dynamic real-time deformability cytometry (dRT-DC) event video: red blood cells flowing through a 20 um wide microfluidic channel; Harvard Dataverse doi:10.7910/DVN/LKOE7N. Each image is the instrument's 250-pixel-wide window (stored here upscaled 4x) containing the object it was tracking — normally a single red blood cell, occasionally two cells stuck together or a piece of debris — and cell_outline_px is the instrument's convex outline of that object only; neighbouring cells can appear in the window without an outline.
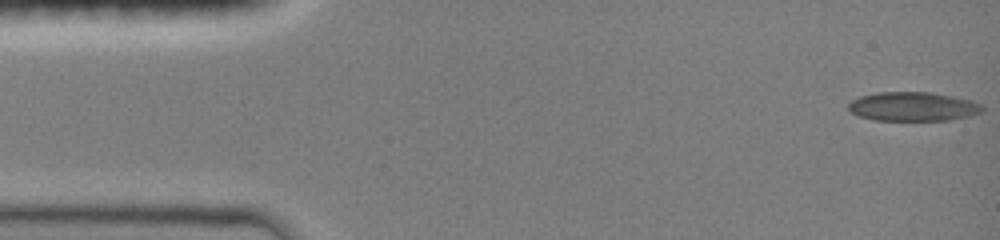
{"species": "common noctule bat (a hibernating species)", "species_latin": "Nyctalus noctula", "temperature_condition": "room temperature", "stored_images_in_passage": 47, "camera_frame_rate_fps": 3000, "um_per_image_px": 0.085, "animal": {"sex": "female", "body_mass_g": 19.0, "forearm_length_mm": 51.5}, "frame": {"image": 1, "passage_image": 1, "time_ms": 0.0, "image_size_px": [1000, 240], "cell_outline_px": [[984, 108], [980, 112], [968, 116], [948, 120], [872, 120], [860, 116], [852, 112], [848, 108], [848, 104], [852, 100], [860, 96], [876, 92], [932, 92], [972, 100], [984, 104]], "centroid_in_image_um": [77.62, 9.05], "position_along_channel_um": 7.4, "area_um2": 22.72}}
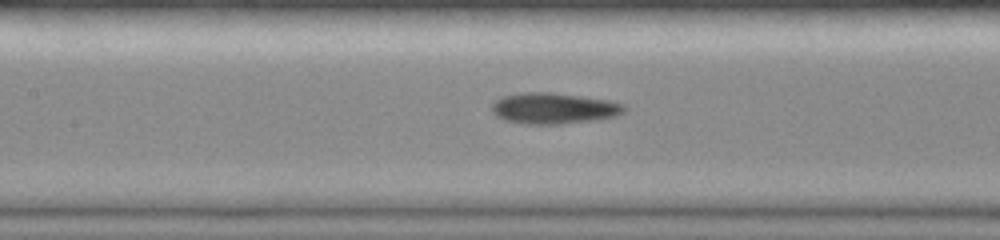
{"frame": {"image": 2, "passage_image": 21, "time_ms": 6.667, "image_size_px": [1000, 240], "cell_outline_px": [[628, 108], [624, 112], [616, 116], [592, 120], [560, 124], [524, 124], [504, 120], [496, 116], [492, 112], [492, 104], [496, 100], [504, 96], [524, 92], [552, 92], [608, 100], [624, 104]], "centroid_in_image_um": [47.07, 9.21], "position_along_channel_um": 160.3, "area_um2": 23.93}}
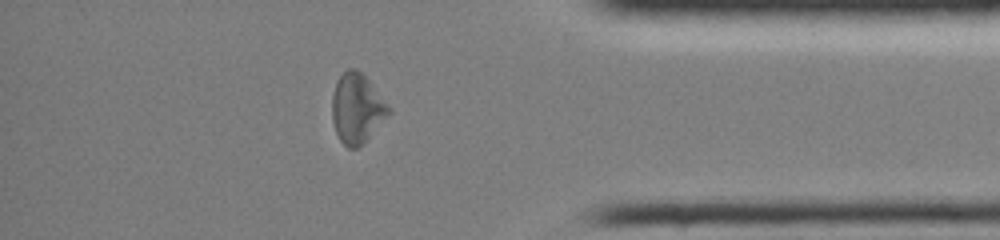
{"frame": {"image": 3, "passage_image": 40, "time_ms": 13.0, "image_size_px": [1000, 240], "cell_outline_px": [[392, 112], [356, 148], [348, 148], [340, 140], [336, 132], [332, 120], [332, 96], [336, 80], [348, 68], [356, 68], [368, 80], [392, 108]], "centroid_in_image_um": [30.33, 9.18], "position_along_channel_um": 404.9, "area_um2": 22.66}, "authors_computed_cell_mechanics": {"area_um2": 22.6576, "velocity_mm_per_s": 4.058, "shape_relaxation_time_tau1_ms": 8.4136, "shape_relaxation_time_tau2_ms": 2.9176, "deformation_change_tau1": 0.2379, "deformation_change_tau2": 0.114}}